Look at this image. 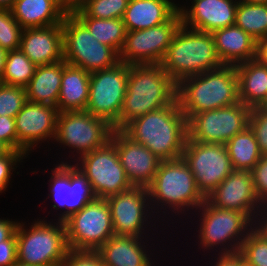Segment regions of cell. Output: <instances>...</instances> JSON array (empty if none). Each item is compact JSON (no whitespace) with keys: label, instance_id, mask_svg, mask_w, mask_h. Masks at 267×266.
<instances>
[{"label":"cell","instance_id":"cell-25","mask_svg":"<svg viewBox=\"0 0 267 266\" xmlns=\"http://www.w3.org/2000/svg\"><path fill=\"white\" fill-rule=\"evenodd\" d=\"M143 237H110L98 250L104 266H153ZM140 240V241H139ZM141 242L143 243L141 244Z\"/></svg>","mask_w":267,"mask_h":266},{"label":"cell","instance_id":"cell-48","mask_svg":"<svg viewBox=\"0 0 267 266\" xmlns=\"http://www.w3.org/2000/svg\"><path fill=\"white\" fill-rule=\"evenodd\" d=\"M8 51L0 47V80L3 75L5 63H6V57H7Z\"/></svg>","mask_w":267,"mask_h":266},{"label":"cell","instance_id":"cell-44","mask_svg":"<svg viewBox=\"0 0 267 266\" xmlns=\"http://www.w3.org/2000/svg\"><path fill=\"white\" fill-rule=\"evenodd\" d=\"M214 266H246L244 256L239 252L219 253Z\"/></svg>","mask_w":267,"mask_h":266},{"label":"cell","instance_id":"cell-54","mask_svg":"<svg viewBox=\"0 0 267 266\" xmlns=\"http://www.w3.org/2000/svg\"><path fill=\"white\" fill-rule=\"evenodd\" d=\"M12 266H30V265H23V264H21V263H19V262H16L14 265H12Z\"/></svg>","mask_w":267,"mask_h":266},{"label":"cell","instance_id":"cell-26","mask_svg":"<svg viewBox=\"0 0 267 266\" xmlns=\"http://www.w3.org/2000/svg\"><path fill=\"white\" fill-rule=\"evenodd\" d=\"M178 9L173 0H129L122 20L127 31L143 30L163 24Z\"/></svg>","mask_w":267,"mask_h":266},{"label":"cell","instance_id":"cell-4","mask_svg":"<svg viewBox=\"0 0 267 266\" xmlns=\"http://www.w3.org/2000/svg\"><path fill=\"white\" fill-rule=\"evenodd\" d=\"M160 65L178 84L187 77L214 70L223 64L216 53L212 33L191 29L182 24Z\"/></svg>","mask_w":267,"mask_h":266},{"label":"cell","instance_id":"cell-6","mask_svg":"<svg viewBox=\"0 0 267 266\" xmlns=\"http://www.w3.org/2000/svg\"><path fill=\"white\" fill-rule=\"evenodd\" d=\"M16 229L17 262L30 266H60L69 252L65 223L35 221L30 229ZM24 226V227H23Z\"/></svg>","mask_w":267,"mask_h":266},{"label":"cell","instance_id":"cell-52","mask_svg":"<svg viewBox=\"0 0 267 266\" xmlns=\"http://www.w3.org/2000/svg\"><path fill=\"white\" fill-rule=\"evenodd\" d=\"M64 1V4L65 6L71 10L73 8V0H63Z\"/></svg>","mask_w":267,"mask_h":266},{"label":"cell","instance_id":"cell-23","mask_svg":"<svg viewBox=\"0 0 267 266\" xmlns=\"http://www.w3.org/2000/svg\"><path fill=\"white\" fill-rule=\"evenodd\" d=\"M10 11L25 29L62 24L70 10L63 0H15Z\"/></svg>","mask_w":267,"mask_h":266},{"label":"cell","instance_id":"cell-3","mask_svg":"<svg viewBox=\"0 0 267 266\" xmlns=\"http://www.w3.org/2000/svg\"><path fill=\"white\" fill-rule=\"evenodd\" d=\"M177 99L186 119L193 114L239 103L235 65L223 64L183 79L177 84Z\"/></svg>","mask_w":267,"mask_h":266},{"label":"cell","instance_id":"cell-47","mask_svg":"<svg viewBox=\"0 0 267 266\" xmlns=\"http://www.w3.org/2000/svg\"><path fill=\"white\" fill-rule=\"evenodd\" d=\"M255 59L258 62L267 65V36L257 40Z\"/></svg>","mask_w":267,"mask_h":266},{"label":"cell","instance_id":"cell-13","mask_svg":"<svg viewBox=\"0 0 267 266\" xmlns=\"http://www.w3.org/2000/svg\"><path fill=\"white\" fill-rule=\"evenodd\" d=\"M181 25V13L178 10L163 24L143 30L127 31L119 52V62L129 65L160 64Z\"/></svg>","mask_w":267,"mask_h":266},{"label":"cell","instance_id":"cell-43","mask_svg":"<svg viewBox=\"0 0 267 266\" xmlns=\"http://www.w3.org/2000/svg\"><path fill=\"white\" fill-rule=\"evenodd\" d=\"M17 262L16 233L8 240L0 242V266H12Z\"/></svg>","mask_w":267,"mask_h":266},{"label":"cell","instance_id":"cell-31","mask_svg":"<svg viewBox=\"0 0 267 266\" xmlns=\"http://www.w3.org/2000/svg\"><path fill=\"white\" fill-rule=\"evenodd\" d=\"M90 31V34L100 43L112 47L118 54L121 51L126 27L121 18L100 19L92 17H77Z\"/></svg>","mask_w":267,"mask_h":266},{"label":"cell","instance_id":"cell-40","mask_svg":"<svg viewBox=\"0 0 267 266\" xmlns=\"http://www.w3.org/2000/svg\"><path fill=\"white\" fill-rule=\"evenodd\" d=\"M25 157L27 156L20 151L10 150L4 157L0 158V193L6 190L17 163L23 162L21 160Z\"/></svg>","mask_w":267,"mask_h":266},{"label":"cell","instance_id":"cell-27","mask_svg":"<svg viewBox=\"0 0 267 266\" xmlns=\"http://www.w3.org/2000/svg\"><path fill=\"white\" fill-rule=\"evenodd\" d=\"M235 67L240 102L251 109L267 106V65L254 59Z\"/></svg>","mask_w":267,"mask_h":266},{"label":"cell","instance_id":"cell-33","mask_svg":"<svg viewBox=\"0 0 267 266\" xmlns=\"http://www.w3.org/2000/svg\"><path fill=\"white\" fill-rule=\"evenodd\" d=\"M37 66L20 50L8 51L0 83L25 87Z\"/></svg>","mask_w":267,"mask_h":266},{"label":"cell","instance_id":"cell-7","mask_svg":"<svg viewBox=\"0 0 267 266\" xmlns=\"http://www.w3.org/2000/svg\"><path fill=\"white\" fill-rule=\"evenodd\" d=\"M62 33L63 58L68 65L92 73L111 68L119 62V54L96 40L71 11L63 19Z\"/></svg>","mask_w":267,"mask_h":266},{"label":"cell","instance_id":"cell-34","mask_svg":"<svg viewBox=\"0 0 267 266\" xmlns=\"http://www.w3.org/2000/svg\"><path fill=\"white\" fill-rule=\"evenodd\" d=\"M128 2L129 0H84L70 11L76 17L122 19Z\"/></svg>","mask_w":267,"mask_h":266},{"label":"cell","instance_id":"cell-37","mask_svg":"<svg viewBox=\"0 0 267 266\" xmlns=\"http://www.w3.org/2000/svg\"><path fill=\"white\" fill-rule=\"evenodd\" d=\"M26 102L25 87L0 83V116L15 118Z\"/></svg>","mask_w":267,"mask_h":266},{"label":"cell","instance_id":"cell-18","mask_svg":"<svg viewBox=\"0 0 267 266\" xmlns=\"http://www.w3.org/2000/svg\"><path fill=\"white\" fill-rule=\"evenodd\" d=\"M58 109L52 105L36 104L27 101L17 113L15 128L17 133V151L25 156L40 141L54 140L56 135Z\"/></svg>","mask_w":267,"mask_h":266},{"label":"cell","instance_id":"cell-35","mask_svg":"<svg viewBox=\"0 0 267 266\" xmlns=\"http://www.w3.org/2000/svg\"><path fill=\"white\" fill-rule=\"evenodd\" d=\"M239 252L244 256L246 266H267V240L253 229L242 241Z\"/></svg>","mask_w":267,"mask_h":266},{"label":"cell","instance_id":"cell-45","mask_svg":"<svg viewBox=\"0 0 267 266\" xmlns=\"http://www.w3.org/2000/svg\"><path fill=\"white\" fill-rule=\"evenodd\" d=\"M258 211L254 216L252 229L256 233H258L262 238L267 240V204H262L258 209ZM258 215L260 217H258Z\"/></svg>","mask_w":267,"mask_h":266},{"label":"cell","instance_id":"cell-21","mask_svg":"<svg viewBox=\"0 0 267 266\" xmlns=\"http://www.w3.org/2000/svg\"><path fill=\"white\" fill-rule=\"evenodd\" d=\"M238 2L239 0H193L190 9L181 6L178 10L184 26L212 33L235 25Z\"/></svg>","mask_w":267,"mask_h":266},{"label":"cell","instance_id":"cell-42","mask_svg":"<svg viewBox=\"0 0 267 266\" xmlns=\"http://www.w3.org/2000/svg\"><path fill=\"white\" fill-rule=\"evenodd\" d=\"M0 141L11 150L17 151V133L15 119L8 116H0Z\"/></svg>","mask_w":267,"mask_h":266},{"label":"cell","instance_id":"cell-49","mask_svg":"<svg viewBox=\"0 0 267 266\" xmlns=\"http://www.w3.org/2000/svg\"><path fill=\"white\" fill-rule=\"evenodd\" d=\"M15 0H0V9H10Z\"/></svg>","mask_w":267,"mask_h":266},{"label":"cell","instance_id":"cell-1","mask_svg":"<svg viewBox=\"0 0 267 266\" xmlns=\"http://www.w3.org/2000/svg\"><path fill=\"white\" fill-rule=\"evenodd\" d=\"M122 131L161 161L175 160L182 157L187 139V119L176 99L171 105L135 118Z\"/></svg>","mask_w":267,"mask_h":266},{"label":"cell","instance_id":"cell-29","mask_svg":"<svg viewBox=\"0 0 267 266\" xmlns=\"http://www.w3.org/2000/svg\"><path fill=\"white\" fill-rule=\"evenodd\" d=\"M89 88L90 73L67 64L63 68L57 102L58 111H85L89 97Z\"/></svg>","mask_w":267,"mask_h":266},{"label":"cell","instance_id":"cell-20","mask_svg":"<svg viewBox=\"0 0 267 266\" xmlns=\"http://www.w3.org/2000/svg\"><path fill=\"white\" fill-rule=\"evenodd\" d=\"M213 207L244 212L252 221L261 204L251 171H232L207 197Z\"/></svg>","mask_w":267,"mask_h":266},{"label":"cell","instance_id":"cell-2","mask_svg":"<svg viewBox=\"0 0 267 266\" xmlns=\"http://www.w3.org/2000/svg\"><path fill=\"white\" fill-rule=\"evenodd\" d=\"M177 84L160 64L129 65L126 94L119 115V130L137 117L171 105Z\"/></svg>","mask_w":267,"mask_h":266},{"label":"cell","instance_id":"cell-41","mask_svg":"<svg viewBox=\"0 0 267 266\" xmlns=\"http://www.w3.org/2000/svg\"><path fill=\"white\" fill-rule=\"evenodd\" d=\"M60 266H104L97 251L69 250Z\"/></svg>","mask_w":267,"mask_h":266},{"label":"cell","instance_id":"cell-10","mask_svg":"<svg viewBox=\"0 0 267 266\" xmlns=\"http://www.w3.org/2000/svg\"><path fill=\"white\" fill-rule=\"evenodd\" d=\"M129 64L118 62L115 66L90 73V88L85 111L106 120L114 130H119V115L126 94Z\"/></svg>","mask_w":267,"mask_h":266},{"label":"cell","instance_id":"cell-39","mask_svg":"<svg viewBox=\"0 0 267 266\" xmlns=\"http://www.w3.org/2000/svg\"><path fill=\"white\" fill-rule=\"evenodd\" d=\"M256 198L259 203L267 204V155H262L251 170Z\"/></svg>","mask_w":267,"mask_h":266},{"label":"cell","instance_id":"cell-46","mask_svg":"<svg viewBox=\"0 0 267 266\" xmlns=\"http://www.w3.org/2000/svg\"><path fill=\"white\" fill-rule=\"evenodd\" d=\"M19 222L0 219V242L10 239L15 233Z\"/></svg>","mask_w":267,"mask_h":266},{"label":"cell","instance_id":"cell-9","mask_svg":"<svg viewBox=\"0 0 267 266\" xmlns=\"http://www.w3.org/2000/svg\"><path fill=\"white\" fill-rule=\"evenodd\" d=\"M69 249L97 251L115 235L110 207L103 198H95L64 221Z\"/></svg>","mask_w":267,"mask_h":266},{"label":"cell","instance_id":"cell-12","mask_svg":"<svg viewBox=\"0 0 267 266\" xmlns=\"http://www.w3.org/2000/svg\"><path fill=\"white\" fill-rule=\"evenodd\" d=\"M113 126L87 111L59 112L55 140L82 156L104 147L111 139Z\"/></svg>","mask_w":267,"mask_h":266},{"label":"cell","instance_id":"cell-5","mask_svg":"<svg viewBox=\"0 0 267 266\" xmlns=\"http://www.w3.org/2000/svg\"><path fill=\"white\" fill-rule=\"evenodd\" d=\"M147 191L151 211L159 209L162 205L161 209L165 207L163 210L169 207L168 209L171 208L174 213L179 214L181 211L185 213V209L196 208L197 210L206 201L197 188L194 175L182 157L162 161Z\"/></svg>","mask_w":267,"mask_h":266},{"label":"cell","instance_id":"cell-14","mask_svg":"<svg viewBox=\"0 0 267 266\" xmlns=\"http://www.w3.org/2000/svg\"><path fill=\"white\" fill-rule=\"evenodd\" d=\"M182 158L206 198L233 171L225 144L186 139Z\"/></svg>","mask_w":267,"mask_h":266},{"label":"cell","instance_id":"cell-50","mask_svg":"<svg viewBox=\"0 0 267 266\" xmlns=\"http://www.w3.org/2000/svg\"><path fill=\"white\" fill-rule=\"evenodd\" d=\"M11 149L2 141H0V158L4 157Z\"/></svg>","mask_w":267,"mask_h":266},{"label":"cell","instance_id":"cell-17","mask_svg":"<svg viewBox=\"0 0 267 266\" xmlns=\"http://www.w3.org/2000/svg\"><path fill=\"white\" fill-rule=\"evenodd\" d=\"M106 201L110 207L115 235L143 236L145 233L143 230L147 228V224H150L148 219L150 220L151 218L148 217L151 216V213H155V211H150L147 188L132 186L117 195L108 197ZM146 222L147 224L145 225Z\"/></svg>","mask_w":267,"mask_h":266},{"label":"cell","instance_id":"cell-19","mask_svg":"<svg viewBox=\"0 0 267 266\" xmlns=\"http://www.w3.org/2000/svg\"><path fill=\"white\" fill-rule=\"evenodd\" d=\"M110 142L116 147L121 165L131 185L147 188L162 161L143 144L133 141L122 130H113Z\"/></svg>","mask_w":267,"mask_h":266},{"label":"cell","instance_id":"cell-32","mask_svg":"<svg viewBox=\"0 0 267 266\" xmlns=\"http://www.w3.org/2000/svg\"><path fill=\"white\" fill-rule=\"evenodd\" d=\"M235 25L254 39L267 36V4L238 2Z\"/></svg>","mask_w":267,"mask_h":266},{"label":"cell","instance_id":"cell-36","mask_svg":"<svg viewBox=\"0 0 267 266\" xmlns=\"http://www.w3.org/2000/svg\"><path fill=\"white\" fill-rule=\"evenodd\" d=\"M22 32L10 9H0V47L6 51L19 49Z\"/></svg>","mask_w":267,"mask_h":266},{"label":"cell","instance_id":"cell-51","mask_svg":"<svg viewBox=\"0 0 267 266\" xmlns=\"http://www.w3.org/2000/svg\"><path fill=\"white\" fill-rule=\"evenodd\" d=\"M241 1L252 4H267V0H241Z\"/></svg>","mask_w":267,"mask_h":266},{"label":"cell","instance_id":"cell-22","mask_svg":"<svg viewBox=\"0 0 267 266\" xmlns=\"http://www.w3.org/2000/svg\"><path fill=\"white\" fill-rule=\"evenodd\" d=\"M19 49L36 66L64 60L62 24L23 29Z\"/></svg>","mask_w":267,"mask_h":266},{"label":"cell","instance_id":"cell-11","mask_svg":"<svg viewBox=\"0 0 267 266\" xmlns=\"http://www.w3.org/2000/svg\"><path fill=\"white\" fill-rule=\"evenodd\" d=\"M251 108L242 102L193 114L187 119V138L200 143L226 144L249 126Z\"/></svg>","mask_w":267,"mask_h":266},{"label":"cell","instance_id":"cell-8","mask_svg":"<svg viewBox=\"0 0 267 266\" xmlns=\"http://www.w3.org/2000/svg\"><path fill=\"white\" fill-rule=\"evenodd\" d=\"M197 209H202L198 232L201 247L210 250L220 245L219 253L240 250L242 241L253 226V221L244 212L213 207L207 201Z\"/></svg>","mask_w":267,"mask_h":266},{"label":"cell","instance_id":"cell-15","mask_svg":"<svg viewBox=\"0 0 267 266\" xmlns=\"http://www.w3.org/2000/svg\"><path fill=\"white\" fill-rule=\"evenodd\" d=\"M78 159L75 166L87 177L97 198L107 199L132 187L110 141Z\"/></svg>","mask_w":267,"mask_h":266},{"label":"cell","instance_id":"cell-24","mask_svg":"<svg viewBox=\"0 0 267 266\" xmlns=\"http://www.w3.org/2000/svg\"><path fill=\"white\" fill-rule=\"evenodd\" d=\"M216 53L224 65L254 60L257 40L236 25L212 32Z\"/></svg>","mask_w":267,"mask_h":266},{"label":"cell","instance_id":"cell-28","mask_svg":"<svg viewBox=\"0 0 267 266\" xmlns=\"http://www.w3.org/2000/svg\"><path fill=\"white\" fill-rule=\"evenodd\" d=\"M65 60L37 66L35 74L25 86L27 101L57 107Z\"/></svg>","mask_w":267,"mask_h":266},{"label":"cell","instance_id":"cell-30","mask_svg":"<svg viewBox=\"0 0 267 266\" xmlns=\"http://www.w3.org/2000/svg\"><path fill=\"white\" fill-rule=\"evenodd\" d=\"M225 146L234 171H251L262 156L249 126L232 137Z\"/></svg>","mask_w":267,"mask_h":266},{"label":"cell","instance_id":"cell-53","mask_svg":"<svg viewBox=\"0 0 267 266\" xmlns=\"http://www.w3.org/2000/svg\"><path fill=\"white\" fill-rule=\"evenodd\" d=\"M84 0H73V8L77 7L79 4H81Z\"/></svg>","mask_w":267,"mask_h":266},{"label":"cell","instance_id":"cell-38","mask_svg":"<svg viewBox=\"0 0 267 266\" xmlns=\"http://www.w3.org/2000/svg\"><path fill=\"white\" fill-rule=\"evenodd\" d=\"M249 127L254 132L262 155H267V106L252 108Z\"/></svg>","mask_w":267,"mask_h":266},{"label":"cell","instance_id":"cell-16","mask_svg":"<svg viewBox=\"0 0 267 266\" xmlns=\"http://www.w3.org/2000/svg\"><path fill=\"white\" fill-rule=\"evenodd\" d=\"M51 171L49 197L55 201L52 205L54 209H66L58 218V221L64 222L94 200L96 195L87 177L75 165L61 162Z\"/></svg>","mask_w":267,"mask_h":266}]
</instances>
